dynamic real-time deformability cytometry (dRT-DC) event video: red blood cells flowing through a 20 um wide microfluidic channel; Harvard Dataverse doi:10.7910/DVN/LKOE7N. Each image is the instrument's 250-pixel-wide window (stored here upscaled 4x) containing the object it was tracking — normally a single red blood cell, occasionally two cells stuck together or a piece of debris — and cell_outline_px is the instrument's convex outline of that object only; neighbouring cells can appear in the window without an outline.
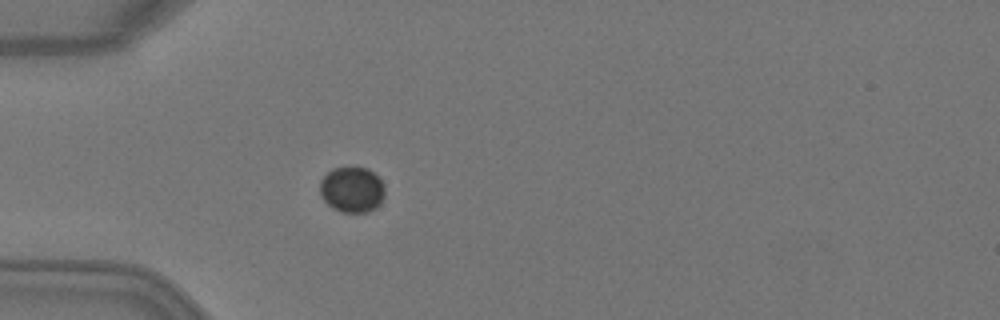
{"species": "Egyptian fruit bat (a non-hibernating species)", "species_latin": "Rousettus aegyptiacus", "temperature_condition": "warm", "stored_images_in_passage": 4, "camera_frame_rate_fps": 3000, "um_per_image_px": 0.085, "animal": {"sex": "female"}, "frame": {"image": 1, "passage_image": 4, "time_ms": 1.0, "image_size_px": [1000, 320], "cell_outline_px": [[384, 196], [380, 204], [376, 208], [368, 212], [340, 212], [332, 208], [320, 196], [320, 180], [332, 168], [368, 168], [384, 184]], "centroid_in_image_um": [29.91, 16.14], "position_along_channel_um": 55.1, "area_um2": 17.28}}